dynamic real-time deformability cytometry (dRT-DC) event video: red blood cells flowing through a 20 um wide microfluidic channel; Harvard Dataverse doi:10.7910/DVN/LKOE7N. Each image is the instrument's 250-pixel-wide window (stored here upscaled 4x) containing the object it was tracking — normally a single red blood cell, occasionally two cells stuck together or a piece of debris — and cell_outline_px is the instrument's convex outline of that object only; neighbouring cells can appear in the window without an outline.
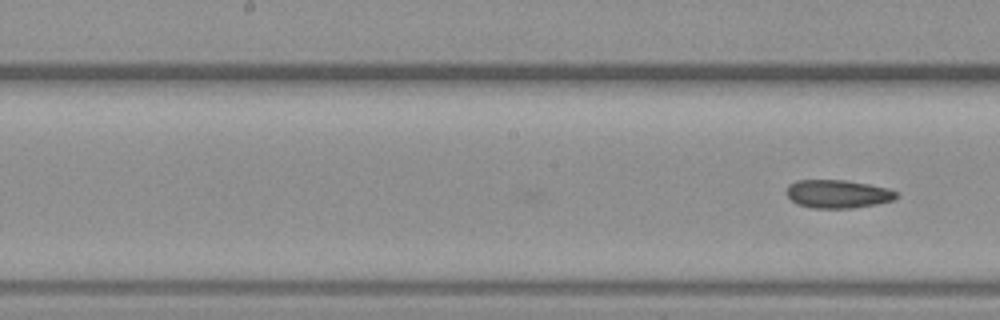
{"species": "common noctule bat (a hibernating species)", "species_latin": "Nyctalus noctula", "temperature_condition": "warm", "stored_images_in_passage": 9, "camera_frame_rate_fps": 3000, "um_per_image_px": 0.085, "animal": {"sex": "female", "body_mass_g": 19.3, "forearm_length_mm": 54.1}, "frame": {"image": 1, "passage_image": 9, "time_ms": 2.667, "image_size_px": [1000, 320], "cell_outline_px": [[896, 196], [892, 200], [876, 204], [852, 208], [812, 208], [796, 204], [784, 192], [788, 184], [796, 180], [844, 180], [868, 184], [888, 188], [896, 192]], "centroid_in_image_um": [71.14, 16.48], "position_along_channel_um": 177.1, "area_um2": 18.09}}